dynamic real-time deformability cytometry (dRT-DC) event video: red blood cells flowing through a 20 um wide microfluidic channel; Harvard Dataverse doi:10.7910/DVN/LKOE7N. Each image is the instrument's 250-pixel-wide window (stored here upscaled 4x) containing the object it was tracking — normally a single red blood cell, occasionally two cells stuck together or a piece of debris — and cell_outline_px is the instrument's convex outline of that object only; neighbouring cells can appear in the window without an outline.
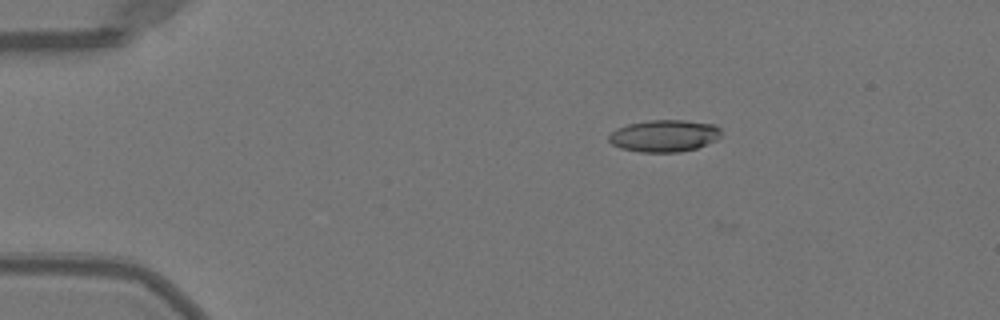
{"species": "Egyptian fruit bat (a non-hibernating species)", "species_latin": "Rousettus aegyptiacus", "temperature_condition": "warm", "stored_images_in_passage": 43, "camera_frame_rate_fps": 3000, "um_per_image_px": 0.085, "animal": {"sex": "female"}, "frame": {"image": 1, "passage_image": 1, "time_ms": 0.0, "image_size_px": [1000, 320], "cell_outline_px": [[720, 136], [716, 140], [696, 148], [680, 152], [640, 152], [620, 148], [612, 144], [608, 140], [608, 136], [616, 128], [628, 124], [648, 120], [684, 120], [716, 124], [720, 128]], "centroid_in_image_um": [56.45, 11.54], "position_along_channel_um": 28.5, "area_um2": 21.04}}
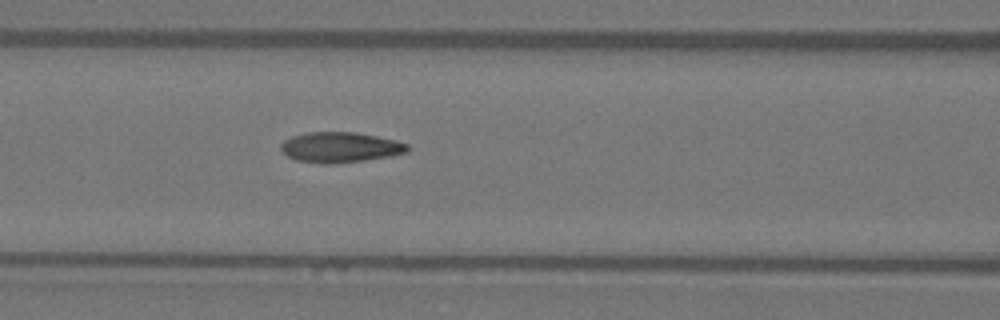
{"frame": {"image": 2, "passage_image": 14, "time_ms": 4.333, "image_size_px": [1000, 320], "cell_outline_px": [[412, 148], [408, 152], [388, 156], [364, 160], [332, 164], [324, 164], [296, 160], [288, 156], [280, 148], [280, 144], [284, 140], [292, 136], [308, 132], [356, 132], [396, 140], [408, 144]], "centroid_in_image_um": [28.93, 12.51], "position_along_channel_um": 137.7, "area_um2": 22.43}}
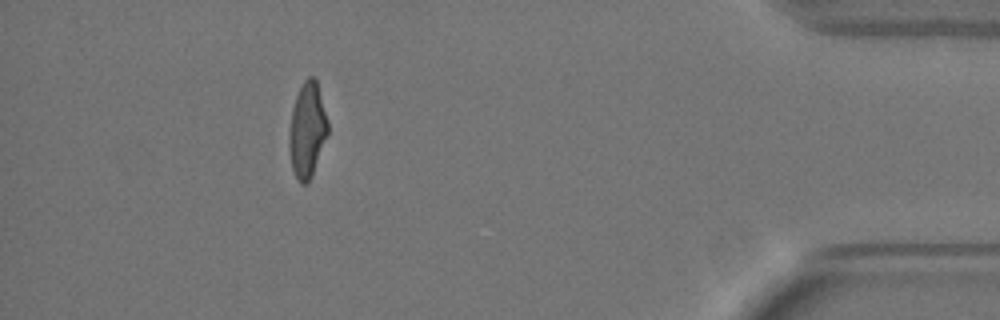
{"frame": {"image": 3, "passage_image": 38, "time_ms": 12.333, "image_size_px": [1000, 320], "cell_outline_px": [[328, 132], [312, 176], [308, 184], [300, 184], [292, 168], [288, 148], [288, 132], [292, 108], [296, 96], [304, 80], [308, 76], [312, 76], [316, 80], [328, 120]], "centroid_in_image_um": [26.09, 11.07], "position_along_channel_um": 409.1, "area_um2": 21.5}, "authors_computed_cell_mechanics": {"area_um2": 21.7906, "velocity_mm_per_s": 4.039, "shape_relaxation_time_tau1_ms": 6.3383, "shape_relaxation_time_tau2_ms": 1.422, "deformation_change_tau1": 0.224, "deformation_change_tau2": 0.0875}}